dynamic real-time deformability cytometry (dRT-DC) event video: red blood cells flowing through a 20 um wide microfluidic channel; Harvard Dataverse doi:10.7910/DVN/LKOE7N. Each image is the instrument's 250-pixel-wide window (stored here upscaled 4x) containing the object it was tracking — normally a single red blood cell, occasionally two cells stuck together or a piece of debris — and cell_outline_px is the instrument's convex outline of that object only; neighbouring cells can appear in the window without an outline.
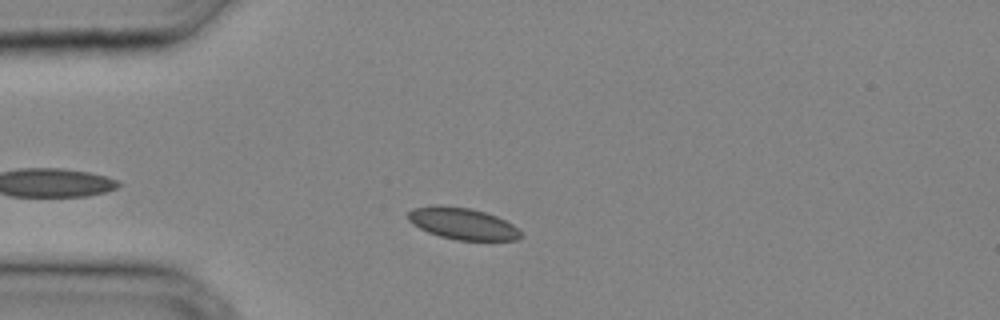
{"species": "common noctule bat (a hibernating species)", "species_latin": "Nyctalus noctula", "temperature_condition": "cold", "stored_images_in_passage": 31, "camera_frame_rate_fps": 3000, "um_per_image_px": 0.085, "animal": {"sex": "male", "body_mass_g": 20.4}, "frame": {"image": 1, "passage_image": 6, "time_ms": 1.667, "image_size_px": [1000, 320], "cell_outline_px": [[520, 236], [516, 240], [456, 240], [440, 236], [428, 232], [412, 224], [408, 220], [408, 212], [412, 208], [436, 204], [440, 204], [468, 208], [484, 212], [496, 216], [512, 224], [520, 232]], "centroid_in_image_um": [39.25, 18.99], "position_along_channel_um": 45.7, "area_um2": 20.69}}
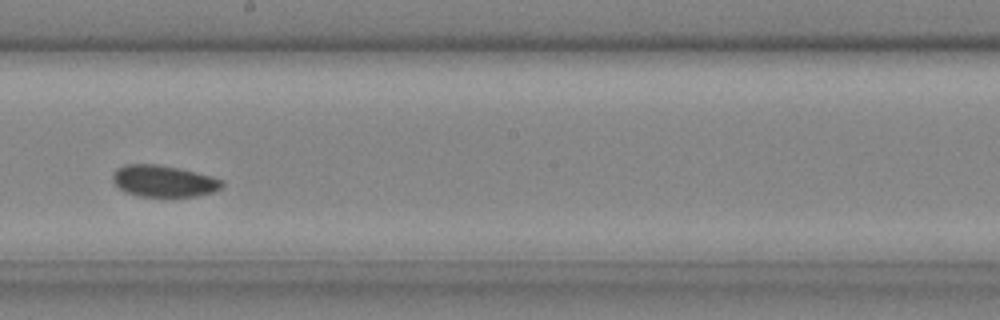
{"frame": {"image": 2, "passage_image": 17, "time_ms": 5.333, "image_size_px": [1000, 320], "cell_outline_px": [[224, 184], [220, 188], [212, 192], [196, 196], [136, 196], [124, 192], [112, 180], [112, 172], [116, 168], [124, 164], [156, 164], [196, 172], [212, 176], [224, 180]], "centroid_in_image_um": [13.88, 15.39], "position_along_channel_um": 234.3, "area_um2": 20.17}}
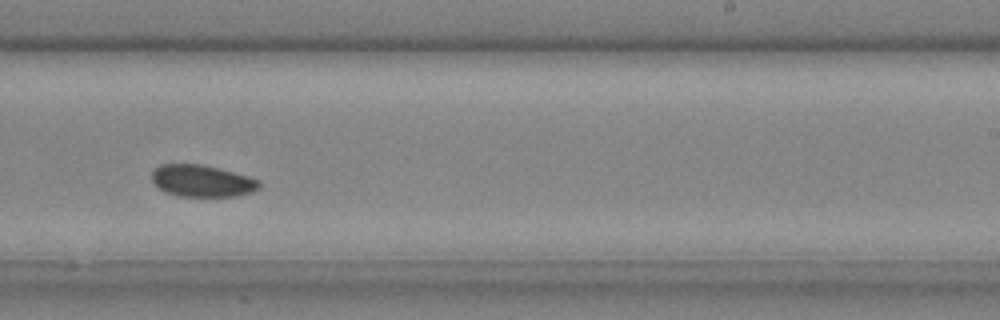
{"frame": {"image": 3, "passage_image": 19, "time_ms": 6.0, "image_size_px": [1000, 320], "cell_outline_px": [[260, 188], [252, 192], [236, 196], [180, 196], [164, 192], [152, 180], [152, 172], [160, 164], [200, 164], [220, 168], [248, 176], [260, 180]], "centroid_in_image_um": [17.2, 15.37], "position_along_channel_um": 271.8, "area_um2": 19.94}}